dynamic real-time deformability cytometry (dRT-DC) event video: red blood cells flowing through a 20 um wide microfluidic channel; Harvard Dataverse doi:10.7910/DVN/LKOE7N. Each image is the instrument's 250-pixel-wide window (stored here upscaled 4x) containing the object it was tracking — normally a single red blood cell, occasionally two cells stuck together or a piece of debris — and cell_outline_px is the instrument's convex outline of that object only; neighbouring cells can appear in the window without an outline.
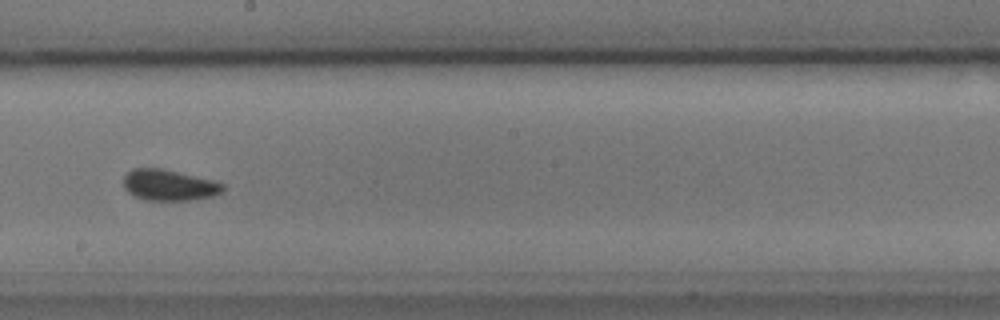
{"species": "common noctule bat (a hibernating species)", "species_latin": "Nyctalus noctula", "temperature_condition": "cold", "stored_images_in_passage": 6, "camera_frame_rate_fps": 3000, "um_per_image_px": 0.085, "animal": {"sex": "male", "body_mass_g": 17.9, "forearm_length_mm": 54.2}, "frame": {"image": 1, "passage_image": 5, "time_ms": 4.667, "image_size_px": [1000, 320], "cell_outline_px": [[224, 188], [220, 192], [212, 196], [188, 200], [144, 200], [128, 192], [124, 188], [124, 176], [132, 168], [160, 168], [212, 180], [224, 184]], "centroid_in_image_um": [14.33, 15.73], "position_along_channel_um": 233.9, "area_um2": 17.69}}
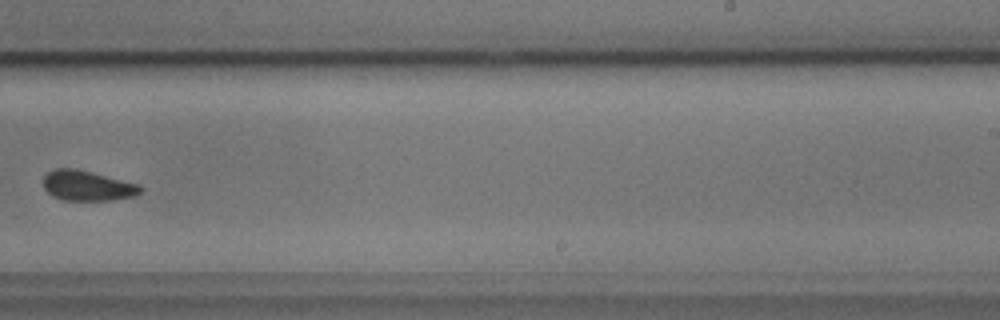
{"frame": {"image": 2, "passage_image": 6, "time_ms": 6.0, "image_size_px": [1000, 320], "cell_outline_px": [[144, 188], [136, 196], [112, 200], [64, 200], [52, 196], [44, 188], [44, 176], [48, 172], [56, 168], [76, 168], [140, 184]], "centroid_in_image_um": [7.45, 15.78], "position_along_channel_um": 281.5, "area_um2": 17.17}}